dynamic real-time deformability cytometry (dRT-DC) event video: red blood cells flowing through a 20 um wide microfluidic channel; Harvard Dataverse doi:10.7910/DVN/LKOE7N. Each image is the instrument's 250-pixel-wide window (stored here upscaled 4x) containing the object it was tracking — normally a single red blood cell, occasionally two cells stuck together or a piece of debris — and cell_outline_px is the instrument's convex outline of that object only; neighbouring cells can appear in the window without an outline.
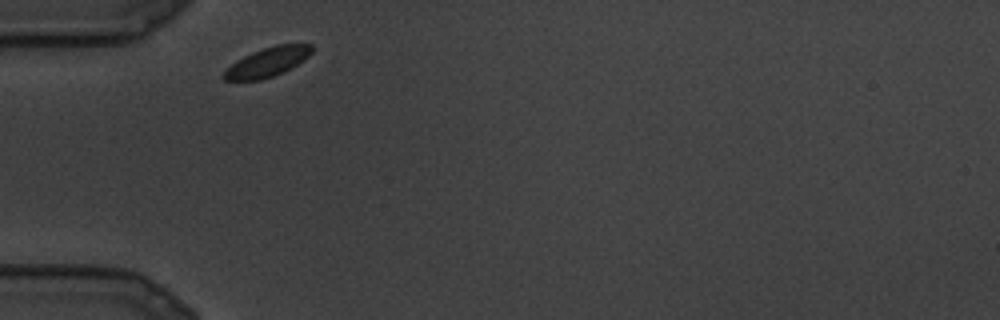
{"species": "common noctule bat (a hibernating species)", "species_latin": "Nyctalus noctula", "temperature_condition": "cold", "stored_images_in_passage": 15, "camera_frame_rate_fps": 3000, "um_per_image_px": 0.085, "animal": {"sex": "male", "body_mass_g": 19.5, "forearm_length_mm": 54.6}, "frame": {"image": 1, "passage_image": 1, "time_ms": 0.0, "image_size_px": [1000, 320], "cell_outline_px": [[312, 52], [308, 56], [296, 64], [272, 76], [260, 80], [224, 80], [220, 76], [232, 64], [244, 56], [252, 52], [276, 44], [312, 44]], "centroid_in_image_um": [22.7, 5.27], "position_along_channel_um": 62.3, "area_um2": 14.57}}
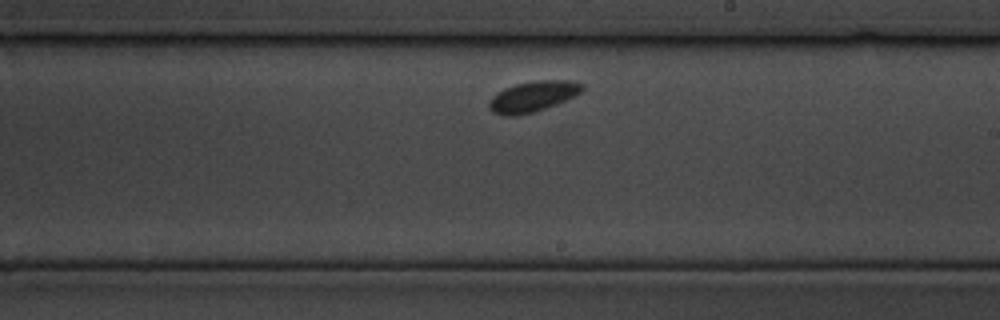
{"frame": {"image": 2, "passage_image": 9, "time_ms": 2.667, "image_size_px": [1000, 320], "cell_outline_px": [[584, 88], [580, 92], [556, 104], [532, 112], [516, 116], [504, 116], [492, 112], [488, 108], [488, 100], [492, 96], [504, 88], [516, 84], [536, 80], [572, 80], [584, 84]], "centroid_in_image_um": [45.25, 8.19], "position_along_channel_um": 243.8, "area_um2": 16.59}}
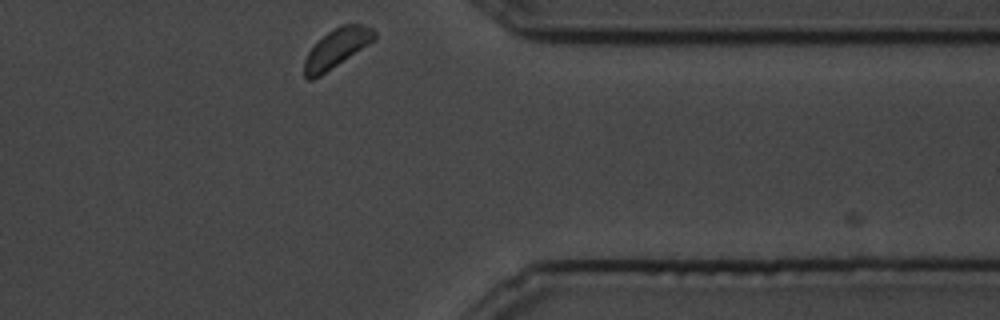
{"frame": {"image": 3, "passage_image": 15, "time_ms": 4.667, "image_size_px": [1000, 320], "cell_outline_px": [[376, 36], [368, 44], [320, 76], [312, 80], [304, 80], [304, 60], [308, 52], [328, 32], [340, 24], [360, 24], [372, 28], [376, 32]], "centroid_in_image_um": [28.58, 4.12], "position_along_channel_um": 382.8, "area_um2": 15.55}}